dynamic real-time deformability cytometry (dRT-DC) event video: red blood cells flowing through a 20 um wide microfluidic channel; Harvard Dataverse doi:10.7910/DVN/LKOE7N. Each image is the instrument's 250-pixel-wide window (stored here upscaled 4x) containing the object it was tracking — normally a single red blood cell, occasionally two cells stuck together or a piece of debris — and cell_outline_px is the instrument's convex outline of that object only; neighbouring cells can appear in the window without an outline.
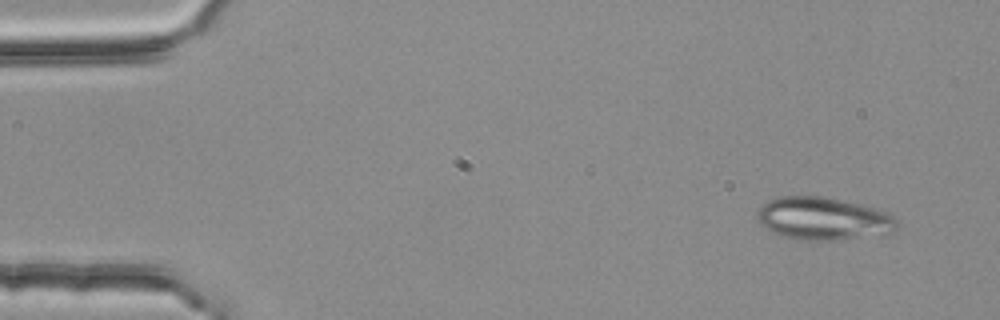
{"species": "common noctule bat (a hibernating species)", "species_latin": "Nyctalus noctula", "temperature_condition": "room temperature", "stored_images_in_passage": 4, "camera_frame_rate_fps": 3000, "um_per_image_px": 0.085, "animal": {"sex": "female", "body_mass_g": 25.1}, "frame": {"image": 1, "passage_image": 1, "time_ms": 0.0, "image_size_px": [1000, 320], "cell_outline_px": [[900, 228], [884, 236], [836, 240], [800, 240], [784, 236], [764, 228], [760, 224], [756, 216], [756, 212], [768, 200], [780, 196], [828, 196], [860, 204], [888, 212], [896, 220]], "centroid_in_image_um": [70.03, 18.59], "position_along_channel_um": 15.0, "area_um2": 35.43}}